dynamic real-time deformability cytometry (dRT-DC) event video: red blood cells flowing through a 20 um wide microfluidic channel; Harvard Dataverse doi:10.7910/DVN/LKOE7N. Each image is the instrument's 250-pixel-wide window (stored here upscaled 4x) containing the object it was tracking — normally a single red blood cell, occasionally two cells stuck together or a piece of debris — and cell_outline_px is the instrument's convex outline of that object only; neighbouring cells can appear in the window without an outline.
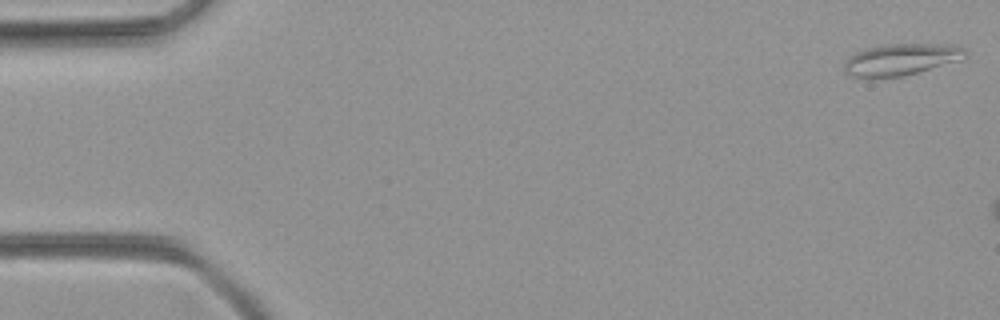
{"species": "common noctule bat (a hibernating species)", "species_latin": "Nyctalus noctula", "temperature_condition": "room temperature", "stored_images_in_passage": 7, "camera_frame_rate_fps": 3000, "um_per_image_px": 0.085, "animal": {"sex": "female", "body_mass_g": 21.9}, "frame": {"image": 1, "passage_image": 1, "time_ms": 0.0, "image_size_px": [1000, 320], "cell_outline_px": [[968, 56], [956, 60], [904, 76], [872, 80], [868, 80], [844, 72], [844, 64], [848, 56], [856, 52], [868, 48], [888, 44], [952, 44], [964, 48], [968, 52]], "centroid_in_image_um": [76.53, 5.07], "position_along_channel_um": 8.5, "area_um2": 22.48}}